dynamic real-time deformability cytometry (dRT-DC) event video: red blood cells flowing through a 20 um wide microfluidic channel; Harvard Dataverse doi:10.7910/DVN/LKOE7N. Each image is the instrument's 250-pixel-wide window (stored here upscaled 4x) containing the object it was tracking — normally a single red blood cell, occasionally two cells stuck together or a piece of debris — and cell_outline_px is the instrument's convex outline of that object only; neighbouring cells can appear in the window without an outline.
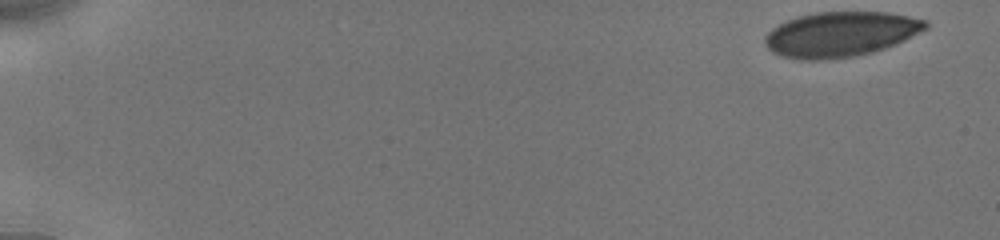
{"species": "human", "species_latin": "Homo sapiens", "temperature_condition": "cold", "stored_images_in_passage": 52, "camera_frame_rate_fps": 3000, "um_per_image_px": 0.085, "donor": {"sex": "male"}, "frame": {"image": 1, "passage_image": 1, "time_ms": 0.0, "image_size_px": [1000, 240], "cell_outline_px": [[928, 28], [896, 44], [872, 52], [852, 56], [820, 60], [800, 60], [780, 56], [772, 52], [764, 44], [764, 36], [772, 28], [788, 20], [800, 16], [816, 12], [888, 12], [928, 20]], "centroid_in_image_um": [71.44, 2.91], "position_along_channel_um": 13.6, "area_um2": 42.14}}
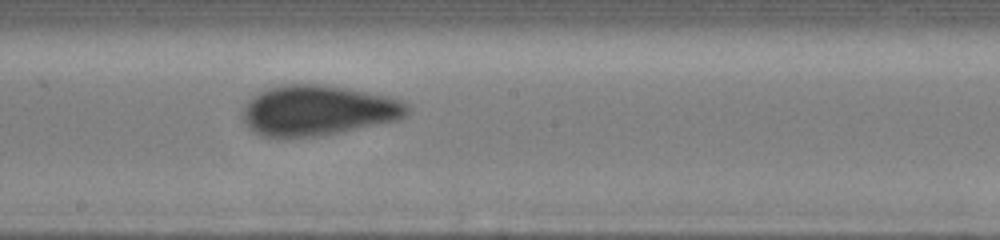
{"frame": {"image": 2, "passage_image": 29, "time_ms": 9.667, "image_size_px": [1000, 240], "cell_outline_px": [[412, 108], [404, 116], [396, 120], [316, 136], [280, 140], [264, 136], [252, 132], [248, 128], [240, 116], [248, 100], [252, 96], [268, 88], [284, 84], [316, 84], [344, 88], [388, 96], [400, 100], [408, 104]], "centroid_in_image_um": [26.93, 9.41], "position_along_channel_um": 221.3, "area_um2": 48.38}}
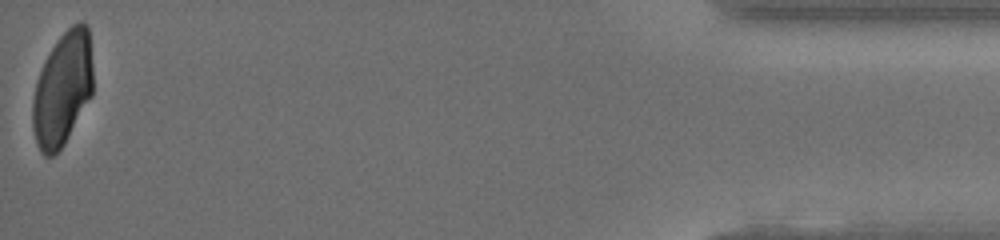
{"frame": {"image": 3, "passage_image": 52, "time_ms": 17.0, "image_size_px": [1000, 240], "cell_outline_px": [[92, 96], [64, 144], [52, 156], [44, 156], [40, 152], [36, 144], [32, 128], [32, 100], [36, 80], [56, 40], [72, 24], [80, 20], [84, 20], [88, 24], [92, 68]], "centroid_in_image_um": [5.31, 7.56], "position_along_channel_um": 429.9, "area_um2": 40.17}, "authors_computed_cell_mechanics": {"area_um2": 45.3152, "velocity_mm_per_s": 3.9009, "shape_relaxation_time_tau1_ms": 5.3939, "shape_relaxation_time_tau2_ms": null, "deformation_change_tau1": 0.1328, "deformation_change_tau2": null}}